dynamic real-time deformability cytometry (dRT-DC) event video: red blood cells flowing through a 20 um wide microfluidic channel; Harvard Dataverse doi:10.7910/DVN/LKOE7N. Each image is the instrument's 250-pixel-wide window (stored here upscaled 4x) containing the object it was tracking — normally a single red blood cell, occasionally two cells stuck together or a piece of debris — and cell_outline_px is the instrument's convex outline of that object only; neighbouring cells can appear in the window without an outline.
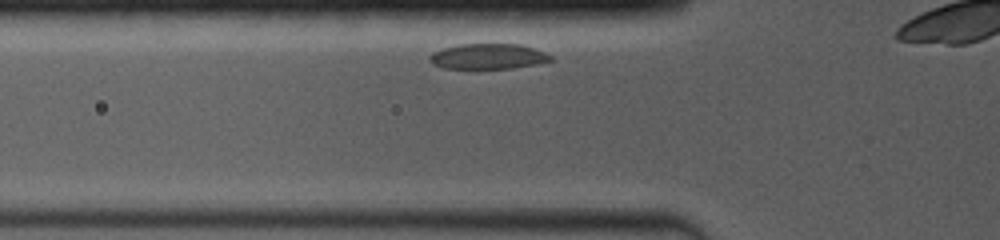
{"species": "common noctule bat (a hibernating species)", "species_latin": "Nyctalus noctula", "temperature_condition": "room temperature", "stored_images_in_passage": 12, "camera_frame_rate_fps": 4000, "um_per_image_px": 0.085, "animal": {"sex": "female", "body_mass_g": 19.0, "forearm_length_mm": 53.3}, "frame": {"image": 1, "passage_image": 2, "time_ms": 0.5, "image_size_px": [1000, 240], "cell_outline_px": [[552, 60], [536, 64], [512, 68], [472, 72], [444, 68], [432, 64], [428, 60], [428, 56], [432, 52], [444, 48], [460, 44], [520, 44], [544, 52], [552, 56]], "centroid_in_image_um": [41.39, 4.85], "position_along_channel_um": 84.4, "area_um2": 18.79}}
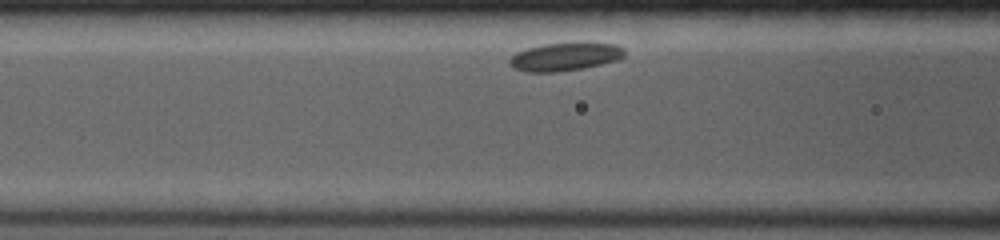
{"frame": {"image": 2, "passage_image": 4, "time_ms": 1.5, "image_size_px": [1000, 240], "cell_outline_px": [[624, 56], [620, 60], [580, 68], [556, 72], [528, 72], [516, 68], [508, 64], [508, 60], [516, 52], [528, 48], [544, 44], [580, 40], [588, 40], [616, 44], [624, 48]], "centroid_in_image_um": [48.09, 4.76], "position_along_channel_um": 118.5, "area_um2": 19.48}}
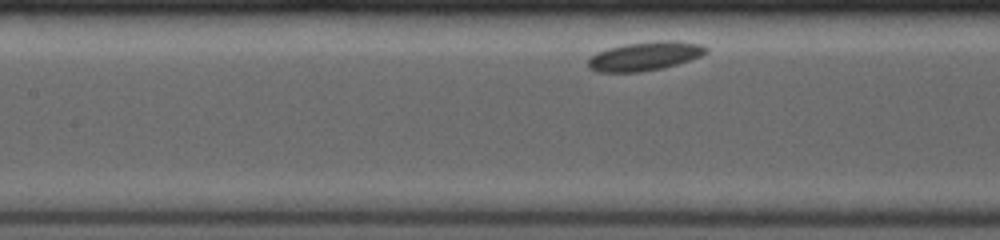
{"frame": {"image": 3, "passage_image": 8, "time_ms": 2.5, "image_size_px": [1000, 240], "cell_outline_px": [[708, 52], [700, 56], [664, 68], [640, 72], [596, 72], [588, 68], [588, 60], [596, 52], [608, 48], [624, 44], [652, 40], [676, 40], [704, 44], [708, 48]], "centroid_in_image_um": [54.83, 4.75], "position_along_channel_um": 152.6, "area_um2": 20.17}}